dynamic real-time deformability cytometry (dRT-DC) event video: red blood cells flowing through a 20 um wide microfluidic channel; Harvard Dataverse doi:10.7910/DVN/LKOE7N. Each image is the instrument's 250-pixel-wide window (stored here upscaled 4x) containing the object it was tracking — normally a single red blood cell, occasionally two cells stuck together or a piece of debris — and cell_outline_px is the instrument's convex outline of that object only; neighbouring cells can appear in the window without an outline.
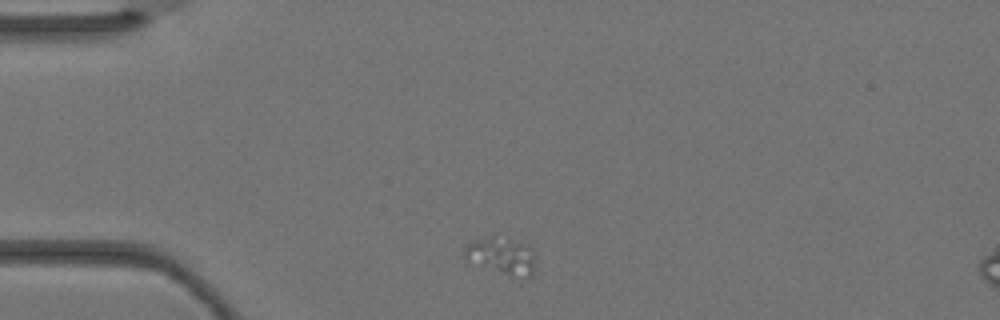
{"species": "Egyptian fruit bat (a non-hibernating species)", "species_latin": "Rousettus aegyptiacus", "temperature_condition": "warm", "stored_images_in_passage": 2, "camera_frame_rate_fps": 3000, "um_per_image_px": 0.085, "animal": {"sex": "female"}, "frame": {"image": 1, "passage_image": 1, "time_ms": 0.0, "image_size_px": [1000, 320], "cell_outline_px": [[532, 272], [528, 276], [524, 276], [504, 272], [464, 256], [464, 252], [468, 244], [476, 240], [496, 232], [524, 244], [528, 248], [532, 256]], "centroid_in_image_um": [42.62, 21.61], "position_along_channel_um": 42.4, "area_um2": 13.99}}